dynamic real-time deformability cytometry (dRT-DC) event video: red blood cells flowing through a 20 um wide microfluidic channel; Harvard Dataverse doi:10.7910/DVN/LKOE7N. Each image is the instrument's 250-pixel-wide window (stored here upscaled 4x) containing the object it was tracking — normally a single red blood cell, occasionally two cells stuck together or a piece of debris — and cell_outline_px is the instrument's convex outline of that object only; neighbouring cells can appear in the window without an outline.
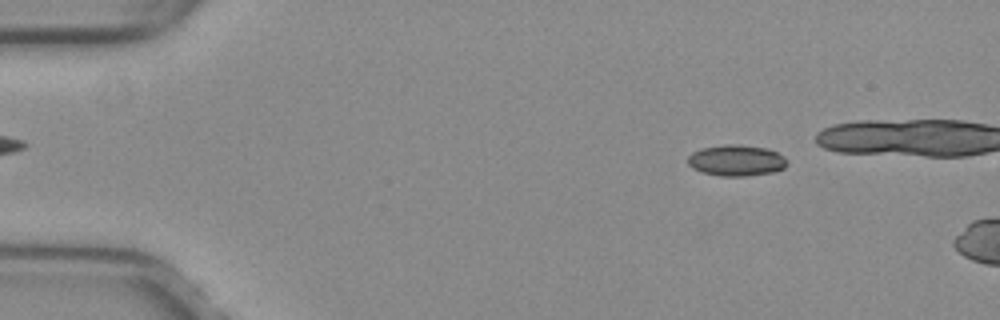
{"species": "common noctule bat (a hibernating species)", "species_latin": "Nyctalus noctula", "temperature_condition": "warm", "stored_images_in_passage": 8, "camera_frame_rate_fps": 3000, "um_per_image_px": 0.085, "animal": {"sex": "female", "body_mass_g": 29.2, "forearm_length_mm": 56.3}, "frame": {"image": 1, "passage_image": 4, "time_ms": 1.0, "image_size_px": [1000, 320], "cell_outline_px": [[788, 164], [784, 168], [772, 172], [744, 176], [720, 176], [704, 172], [692, 168], [688, 164], [688, 156], [692, 152], [700, 148], [728, 144], [736, 144], [768, 148], [784, 156], [788, 160]], "centroid_in_image_um": [62.6, 13.63], "position_along_channel_um": 22.4, "area_um2": 18.03}}